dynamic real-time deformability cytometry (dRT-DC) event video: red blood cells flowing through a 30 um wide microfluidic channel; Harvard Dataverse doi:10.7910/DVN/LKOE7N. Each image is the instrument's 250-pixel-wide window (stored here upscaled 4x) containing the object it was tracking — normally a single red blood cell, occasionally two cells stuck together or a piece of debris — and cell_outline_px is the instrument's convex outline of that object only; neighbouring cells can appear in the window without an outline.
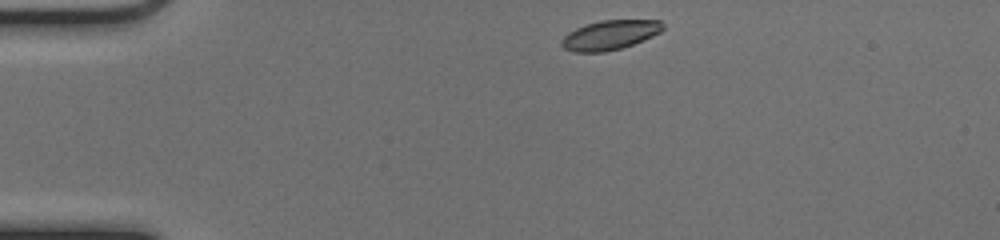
{"species": "common noctule bat (a hibernating species)", "species_latin": "Nyctalus noctula", "temperature_condition": "cold", "stored_images_in_passage": 43, "camera_frame_rate_fps": 3000, "um_per_image_px": 0.085, "animal": {"sex": "female", "body_mass_g": 17.0, "forearm_length_mm": 48.0}, "frame": {"image": 1, "passage_image": 1, "time_ms": 0.0, "image_size_px": [1000, 240], "cell_outline_px": [[664, 28], [660, 32], [652, 36], [632, 44], [620, 48], [604, 52], [572, 52], [564, 48], [560, 44], [560, 40], [568, 32], [576, 28], [600, 20], [660, 20], [664, 24]], "centroid_in_image_um": [51.82, 2.97], "position_along_channel_um": 33.2, "area_um2": 17.34}}
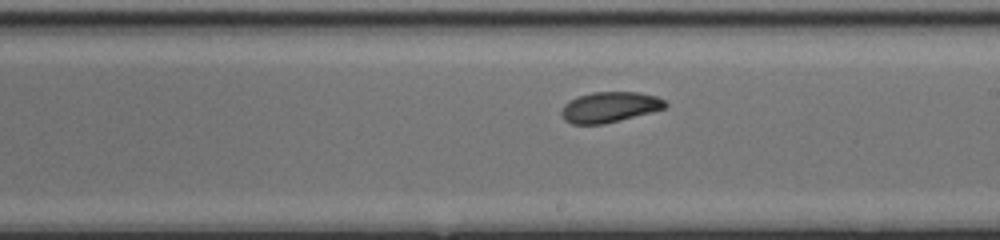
{"frame": {"image": 2, "passage_image": 21, "time_ms": 6.667, "image_size_px": [1000, 240], "cell_outline_px": [[668, 104], [664, 108], [652, 112], [604, 124], [572, 124], [564, 120], [560, 112], [564, 104], [568, 100], [576, 96], [592, 92], [636, 92], [656, 96], [664, 100]], "centroid_in_image_um": [51.78, 9.1], "position_along_channel_um": 237.2, "area_um2": 18.55}}
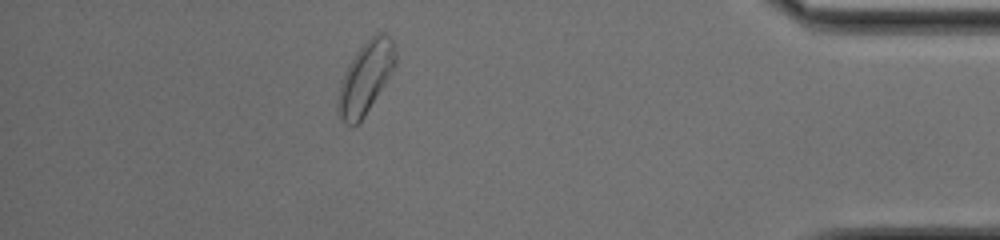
{"frame": {"image": 3, "passage_image": 37, "time_ms": 12.0, "image_size_px": [1000, 240], "cell_outline_px": [[396, 64], [360, 124], [352, 128], [344, 124], [340, 120], [336, 112], [336, 100], [340, 84], [344, 72], [356, 52], [376, 32], [384, 32], [392, 40], [396, 48]], "centroid_in_image_um": [31.03, 6.68], "position_along_channel_um": 404.2, "area_um2": 24.33}, "authors_computed_cell_mechanics": {"area_um2": 18.8428, "velocity_mm_per_s": 3.9206, "shape_relaxation_time_tau1_ms": 4.1318, "shape_relaxation_time_tau2_ms": 7.6216, "deformation_change_tau1": 0.1064, "deformation_change_tau2": 0.1278}}